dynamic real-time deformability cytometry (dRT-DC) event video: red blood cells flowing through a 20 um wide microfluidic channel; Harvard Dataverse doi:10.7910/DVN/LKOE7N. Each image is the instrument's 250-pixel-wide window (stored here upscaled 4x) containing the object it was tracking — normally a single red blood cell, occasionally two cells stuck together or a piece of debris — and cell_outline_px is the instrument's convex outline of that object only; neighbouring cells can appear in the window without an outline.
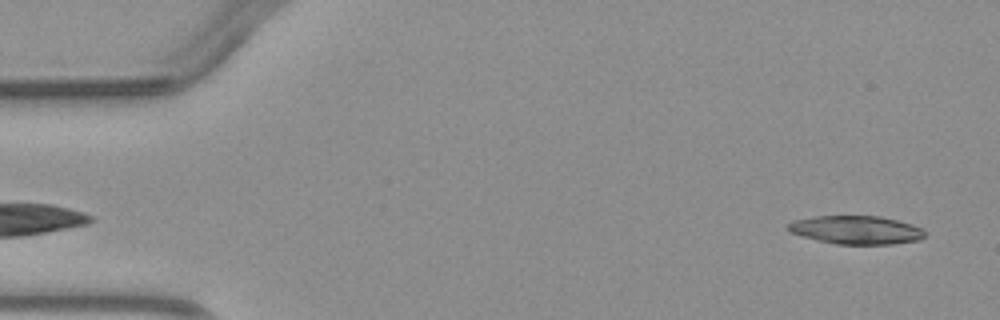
{"species": "common noctule bat (a hibernating species)", "species_latin": "Nyctalus noctula", "temperature_condition": "warm", "stored_images_in_passage": 3, "segment_of_instrument_passage": [2, 2], "camera_frame_rate_fps": 3000, "um_per_image_px": 0.085, "animal": {"sex": "male", "body_mass_g": 23.1, "forearm_length_mm": 52.7}, "frame": {"image": 1, "passage_image": 3, "time_ms": 2.333, "image_size_px": [1000, 320], "cell_outline_px": [[924, 236], [920, 240], [892, 244], [836, 244], [804, 236], [792, 232], [788, 228], [788, 224], [792, 220], [816, 216], [880, 216], [912, 224], [920, 228], [924, 232]], "centroid_in_image_um": [72.8, 19.54], "position_along_channel_um": 12.2, "area_um2": 22.31}}